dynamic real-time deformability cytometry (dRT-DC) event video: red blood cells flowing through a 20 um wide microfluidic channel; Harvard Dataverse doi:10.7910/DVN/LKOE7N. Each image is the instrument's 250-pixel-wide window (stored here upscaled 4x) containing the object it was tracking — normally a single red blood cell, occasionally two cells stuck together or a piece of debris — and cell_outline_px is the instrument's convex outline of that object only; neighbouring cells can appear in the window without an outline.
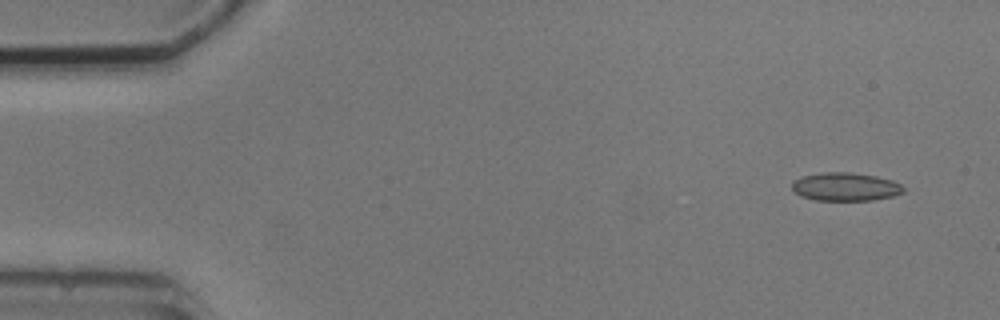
{"species": "common noctule bat (a hibernating species)", "species_latin": "Nyctalus noctula", "temperature_condition": "cold", "stored_images_in_passage": 6, "camera_frame_rate_fps": 3000, "um_per_image_px": 0.085, "animal": {"sex": "male", "body_mass_g": 20.5, "forearm_length_mm": 52.5}, "frame": {"image": 1, "passage_image": 2, "time_ms": 1.0, "image_size_px": [1000, 320], "cell_outline_px": [[904, 192], [892, 196], [872, 200], [816, 200], [800, 196], [792, 188], [792, 180], [800, 176], [820, 172], [848, 172], [876, 176], [892, 180], [900, 184], [904, 188]], "centroid_in_image_um": [71.82, 15.86], "position_along_channel_um": 13.2, "area_um2": 18.44}}
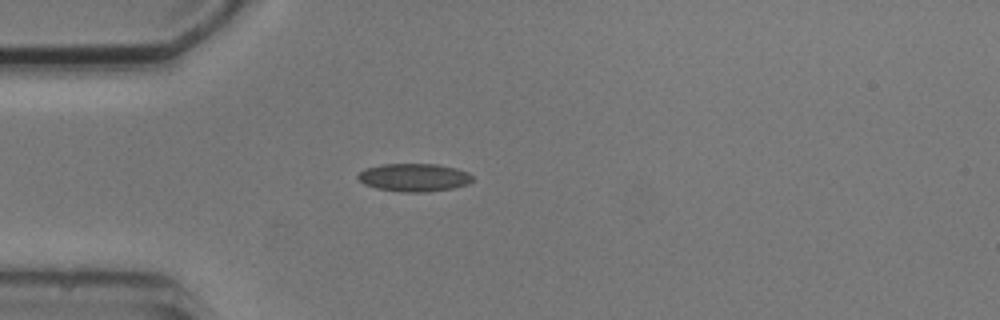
{"frame": {"image": 2, "passage_image": 5, "time_ms": 4.667, "image_size_px": [1000, 320], "cell_outline_px": [[472, 180], [468, 184], [452, 188], [424, 192], [404, 192], [376, 188], [364, 184], [356, 176], [364, 168], [384, 164], [436, 164], [456, 168], [468, 172], [472, 176]], "centroid_in_image_um": [35.18, 15.08], "position_along_channel_um": 49.8, "area_um2": 18.61}}